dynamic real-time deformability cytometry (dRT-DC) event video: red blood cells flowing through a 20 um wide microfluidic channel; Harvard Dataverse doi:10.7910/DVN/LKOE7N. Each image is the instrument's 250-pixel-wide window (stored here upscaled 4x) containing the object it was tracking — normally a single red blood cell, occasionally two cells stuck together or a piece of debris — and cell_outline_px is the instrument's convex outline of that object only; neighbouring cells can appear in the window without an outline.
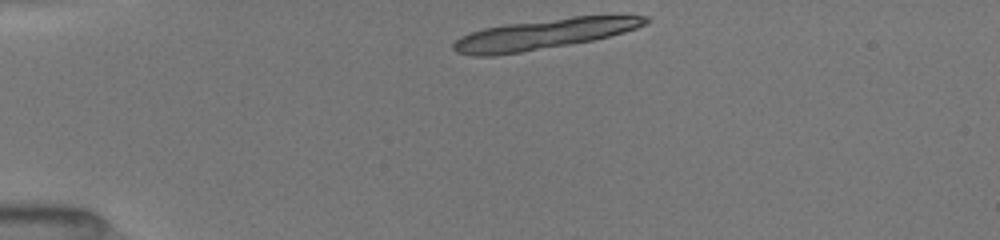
{"species": "common noctule bat (a hibernating species)", "species_latin": "Nyctalus noctula", "temperature_condition": "room temperature", "stored_images_in_passage": 11, "camera_frame_rate_fps": 3000, "um_per_image_px": 0.085, "animal": {"sex": "female", "body_mass_g": 19.5, "forearm_length_mm": 54.1}, "frame": {"image": 1, "passage_image": 1, "time_ms": 0.0, "image_size_px": [1000, 240], "cell_outline_px": [[652, 20], [636, 28], [624, 32], [592, 40], [520, 52], [492, 56], [472, 56], [456, 52], [452, 48], [452, 44], [460, 36], [484, 28], [508, 24], [572, 16], [648, 16]], "centroid_in_image_um": [46.18, 2.9], "position_along_channel_um": 38.8, "area_um2": 33.41}}
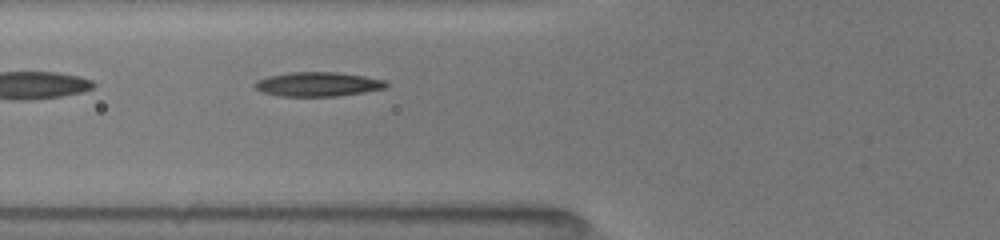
{"frame": {"image": 2, "passage_image": 11, "time_ms": 3.0, "image_size_px": [1000, 240], "cell_outline_px": [[388, 88], [364, 92], [336, 96], [280, 96], [264, 92], [256, 88], [252, 84], [256, 80], [268, 76], [288, 72], [336, 72], [364, 76], [384, 80], [388, 84]], "centroid_in_image_um": [27.02, 7.15], "position_along_channel_um": 98.8, "area_um2": 18.61}}